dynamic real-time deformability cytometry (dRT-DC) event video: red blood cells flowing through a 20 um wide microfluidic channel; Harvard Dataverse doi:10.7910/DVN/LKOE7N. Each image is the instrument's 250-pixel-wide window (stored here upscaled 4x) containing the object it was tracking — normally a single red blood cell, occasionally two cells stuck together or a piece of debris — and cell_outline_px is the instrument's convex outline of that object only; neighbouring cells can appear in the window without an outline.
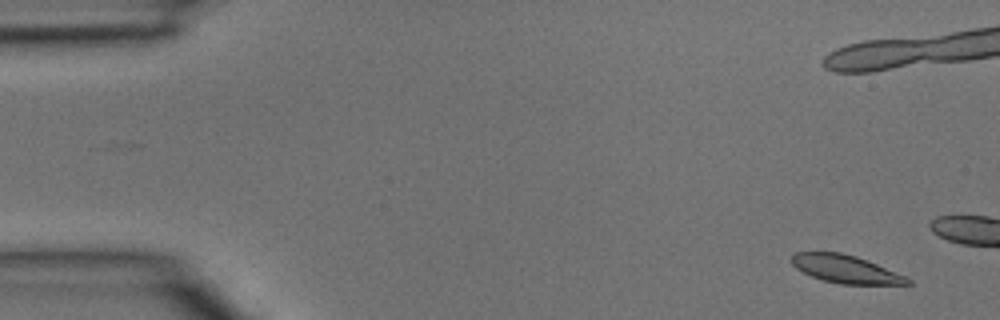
{"species": "common noctule bat (a hibernating species)", "species_latin": "Nyctalus noctula", "temperature_condition": "room temperature", "stored_images_in_passage": 4, "camera_frame_rate_fps": 3000, "um_per_image_px": 0.085, "animal": {"sex": "male", "body_mass_g": 15.6}, "frame": {"image": 1, "passage_image": 1, "time_ms": 0.0, "image_size_px": [1000, 320], "cell_outline_px": [[912, 284], [840, 284], [824, 280], [812, 276], [796, 268], [792, 264], [792, 256], [796, 252], [840, 252], [856, 256], [876, 264], [904, 276], [912, 280]], "centroid_in_image_um": [71.86, 22.87], "position_along_channel_um": 13.1, "area_um2": 18.5}}